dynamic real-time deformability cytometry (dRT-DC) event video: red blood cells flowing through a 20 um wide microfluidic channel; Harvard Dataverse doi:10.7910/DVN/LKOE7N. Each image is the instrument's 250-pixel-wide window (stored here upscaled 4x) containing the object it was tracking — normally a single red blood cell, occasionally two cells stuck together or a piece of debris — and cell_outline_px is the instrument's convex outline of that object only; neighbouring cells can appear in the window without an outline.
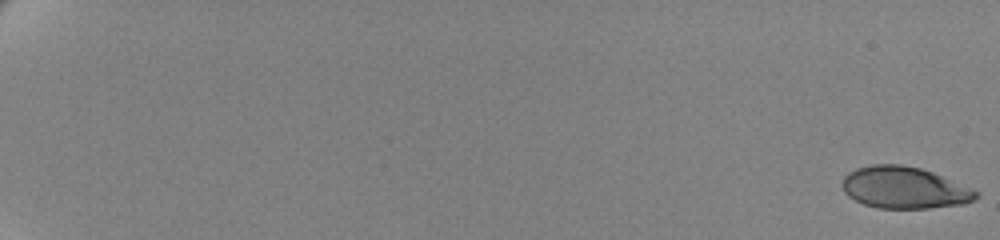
{"species": "human", "species_latin": "Homo sapiens", "temperature_condition": "cold", "stored_images_in_passage": 62, "camera_frame_rate_fps": 3000, "um_per_image_px": 0.085, "donor": {"sex": "female"}, "frame": {"image": 1, "passage_image": 1, "time_ms": 0.0, "image_size_px": [1000, 240], "cell_outline_px": [[980, 196], [964, 204], [928, 208], [876, 208], [864, 204], [848, 196], [844, 192], [844, 176], [848, 172], [856, 168], [872, 164], [900, 164], [920, 168], [932, 172], [972, 188], [980, 192]], "centroid_in_image_um": [76.88, 15.95], "position_along_channel_um": 8.1, "area_um2": 32.48}}
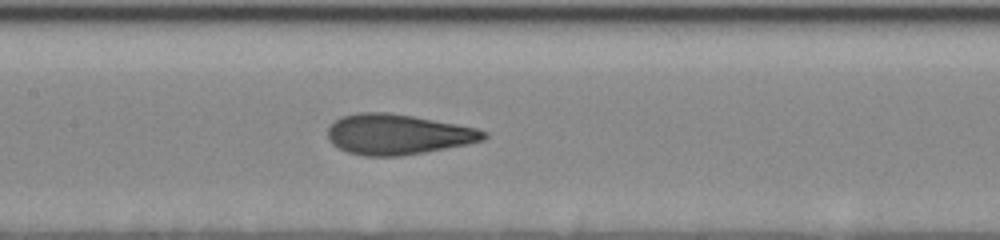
{"frame": {"image": 2, "passage_image": 35, "time_ms": 11.333, "image_size_px": [1000, 240], "cell_outline_px": [[488, 136], [484, 140], [468, 144], [424, 152], [400, 156], [360, 156], [348, 152], [332, 144], [328, 136], [328, 128], [336, 120], [344, 116], [360, 112], [388, 112], [412, 116], [456, 124], [476, 128], [488, 132]], "centroid_in_image_um": [33.82, 11.43], "position_along_channel_um": 173.6, "area_um2": 36.53}}
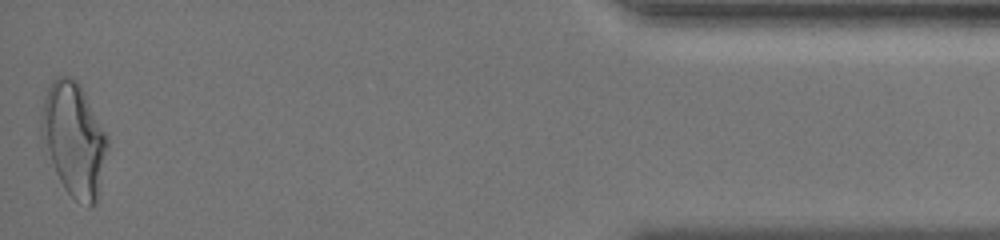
{"frame": {"image": 3, "passage_image": 62, "time_ms": 20.333, "image_size_px": [1000, 240], "cell_outline_px": [[108, 148], [96, 200], [88, 208], [76, 200], [64, 188], [56, 172], [40, 136], [40, 116], [44, 100], [48, 88], [52, 80], [56, 76], [68, 76], [76, 80], [80, 84], [108, 136]], "centroid_in_image_um": [6.27, 11.8], "position_along_channel_um": 428.9, "area_um2": 43.35}, "authors_computed_cell_mechanics": {"area_um2": 35.5181, "velocity_mm_per_s": 3.4864, "shape_relaxation_time_tau1_ms": 5.1069, "shape_relaxation_time_tau2_ms": 1.014, "deformation_change_tau1": 0.1871, "deformation_change_tau2": 0.0713}}